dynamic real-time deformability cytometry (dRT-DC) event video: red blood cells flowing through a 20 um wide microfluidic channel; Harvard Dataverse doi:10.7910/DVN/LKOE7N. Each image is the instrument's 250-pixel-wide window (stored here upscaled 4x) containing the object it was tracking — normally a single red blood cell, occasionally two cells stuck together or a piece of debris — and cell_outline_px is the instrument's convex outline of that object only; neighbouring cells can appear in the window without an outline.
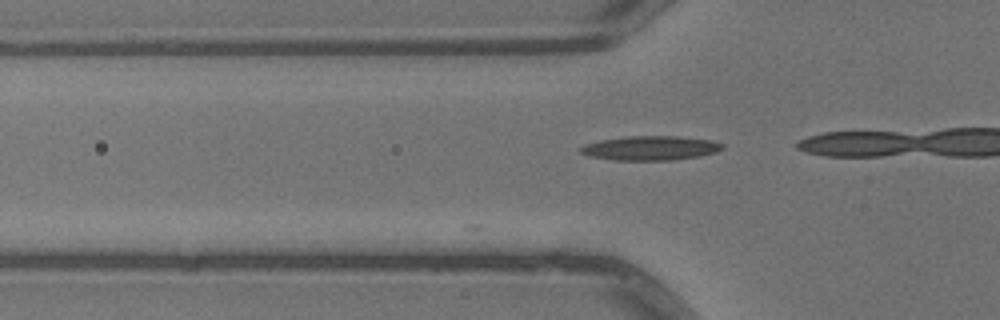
{"species": "common noctule bat (a hibernating species)", "species_latin": "Nyctalus noctula", "temperature_condition": "warm", "stored_images_in_passage": 4, "camera_frame_rate_fps": 3000, "um_per_image_px": 0.085, "animal": {"sex": "male", "body_mass_g": 13.3}, "frame": {"image": 1, "passage_image": 2, "time_ms": 0.333, "image_size_px": [1000, 320], "cell_outline_px": [[724, 148], [716, 152], [700, 156], [672, 160], [612, 160], [592, 156], [580, 152], [580, 148], [584, 144], [600, 140], [628, 136], [676, 136], [712, 140], [724, 144]], "centroid_in_image_um": [55.32, 12.58], "position_along_channel_um": 70.5, "area_um2": 20.06}}
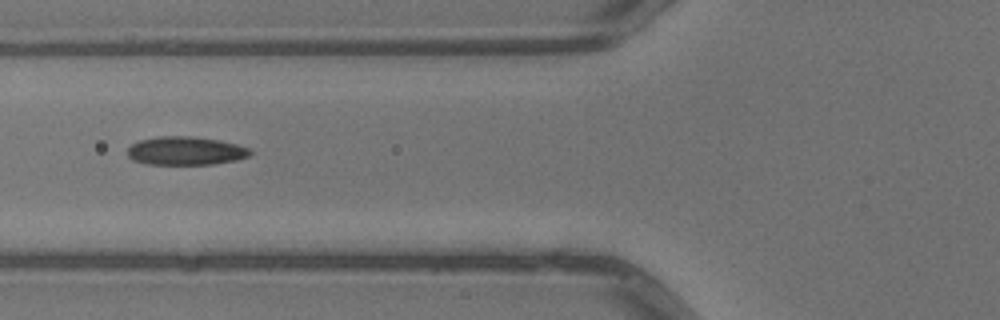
{"frame": {"image": 2, "passage_image": 4, "time_ms": 1.0, "image_size_px": [1000, 320], "cell_outline_px": [[252, 152], [248, 156], [236, 160], [212, 164], [148, 164], [132, 160], [128, 156], [128, 148], [132, 144], [140, 140], [156, 136], [188, 136], [220, 140], [236, 144], [248, 148]], "centroid_in_image_um": [15.75, 12.82], "position_along_channel_um": 110.0, "area_um2": 20.23}}